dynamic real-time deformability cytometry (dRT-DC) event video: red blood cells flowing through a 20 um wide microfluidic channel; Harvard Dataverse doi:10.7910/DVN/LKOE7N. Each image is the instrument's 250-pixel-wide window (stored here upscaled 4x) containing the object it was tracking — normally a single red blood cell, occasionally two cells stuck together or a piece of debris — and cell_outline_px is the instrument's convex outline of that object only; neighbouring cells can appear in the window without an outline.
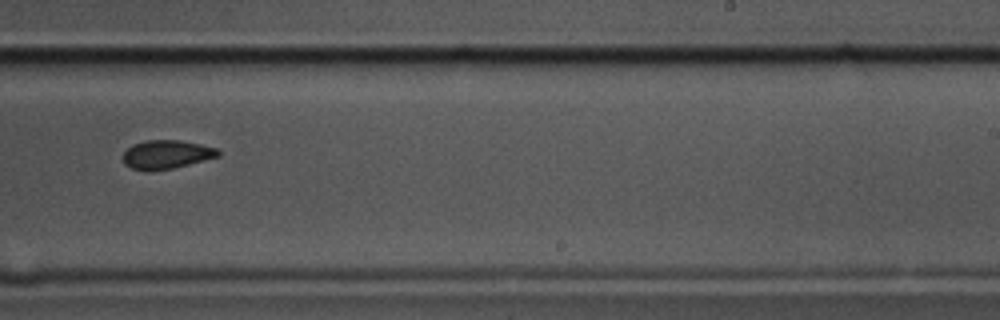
{"species": "common noctule bat (a hibernating species)", "species_latin": "Nyctalus noctula", "temperature_condition": "cold", "stored_images_in_passage": 11, "camera_frame_rate_fps": 3000, "um_per_image_px": 0.085, "animal": {"sex": "male", "body_mass_g": 17.5, "forearm_length_mm": 52.3}, "frame": {"image": 1, "passage_image": 10, "time_ms": 3.0, "image_size_px": [1000, 320], "cell_outline_px": [[220, 156], [172, 168], [148, 172], [132, 168], [124, 164], [124, 152], [132, 144], [148, 140], [180, 140], [200, 144], [216, 148], [220, 152]], "centroid_in_image_um": [14.14, 13.13], "position_along_channel_um": 274.9, "area_um2": 15.84}}
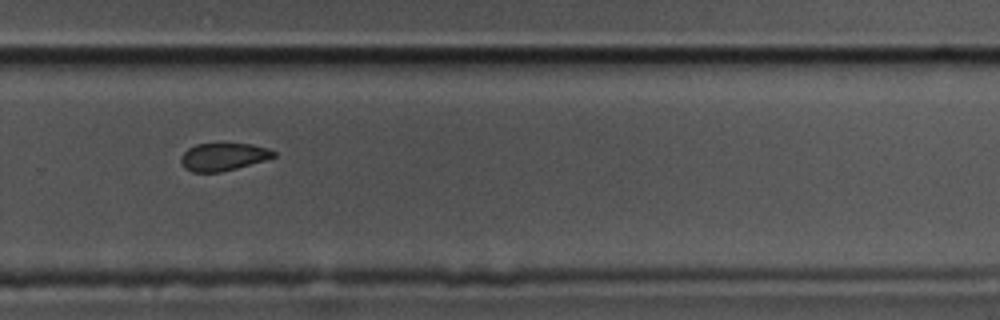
{"frame": {"image": 2, "passage_image": 11, "time_ms": 3.333, "image_size_px": [1000, 320], "cell_outline_px": [[276, 156], [264, 160], [236, 168], [220, 172], [192, 172], [184, 168], [180, 160], [180, 156], [188, 148], [196, 144], [252, 144], [268, 148], [276, 152]], "centroid_in_image_um": [18.95, 13.33], "position_along_channel_um": 310.8, "area_um2": 14.85}}